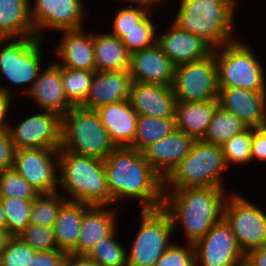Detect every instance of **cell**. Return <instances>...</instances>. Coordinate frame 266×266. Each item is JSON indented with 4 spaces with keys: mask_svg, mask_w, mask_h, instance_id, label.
<instances>
[{
    "mask_svg": "<svg viewBox=\"0 0 266 266\" xmlns=\"http://www.w3.org/2000/svg\"><path fill=\"white\" fill-rule=\"evenodd\" d=\"M104 168L112 206L135 198L139 200L141 209L162 207L164 179L142 152L129 146L116 147L104 159Z\"/></svg>",
    "mask_w": 266,
    "mask_h": 266,
    "instance_id": "cell-1",
    "label": "cell"
},
{
    "mask_svg": "<svg viewBox=\"0 0 266 266\" xmlns=\"http://www.w3.org/2000/svg\"><path fill=\"white\" fill-rule=\"evenodd\" d=\"M228 195L220 187L164 189L162 208L171 217L174 234L181 226L187 243L194 244L223 218Z\"/></svg>",
    "mask_w": 266,
    "mask_h": 266,
    "instance_id": "cell-2",
    "label": "cell"
},
{
    "mask_svg": "<svg viewBox=\"0 0 266 266\" xmlns=\"http://www.w3.org/2000/svg\"><path fill=\"white\" fill-rule=\"evenodd\" d=\"M237 6L235 0H180L173 23L202 38L213 49L219 48L237 38Z\"/></svg>",
    "mask_w": 266,
    "mask_h": 266,
    "instance_id": "cell-3",
    "label": "cell"
},
{
    "mask_svg": "<svg viewBox=\"0 0 266 266\" xmlns=\"http://www.w3.org/2000/svg\"><path fill=\"white\" fill-rule=\"evenodd\" d=\"M59 189L67 201L93 206H111L104 160L60 149Z\"/></svg>",
    "mask_w": 266,
    "mask_h": 266,
    "instance_id": "cell-4",
    "label": "cell"
},
{
    "mask_svg": "<svg viewBox=\"0 0 266 266\" xmlns=\"http://www.w3.org/2000/svg\"><path fill=\"white\" fill-rule=\"evenodd\" d=\"M225 170L228 166L221 146L196 140L190 152L164 179V189L223 188Z\"/></svg>",
    "mask_w": 266,
    "mask_h": 266,
    "instance_id": "cell-5",
    "label": "cell"
},
{
    "mask_svg": "<svg viewBox=\"0 0 266 266\" xmlns=\"http://www.w3.org/2000/svg\"><path fill=\"white\" fill-rule=\"evenodd\" d=\"M115 148L96 110L73 106L61 116L60 149L104 160Z\"/></svg>",
    "mask_w": 266,
    "mask_h": 266,
    "instance_id": "cell-6",
    "label": "cell"
},
{
    "mask_svg": "<svg viewBox=\"0 0 266 266\" xmlns=\"http://www.w3.org/2000/svg\"><path fill=\"white\" fill-rule=\"evenodd\" d=\"M46 39L34 37L0 38V79L5 77L13 86L25 85V96L43 68V43ZM5 44V45H4ZM0 84V91L13 96L14 87ZM8 85V86H7Z\"/></svg>",
    "mask_w": 266,
    "mask_h": 266,
    "instance_id": "cell-7",
    "label": "cell"
},
{
    "mask_svg": "<svg viewBox=\"0 0 266 266\" xmlns=\"http://www.w3.org/2000/svg\"><path fill=\"white\" fill-rule=\"evenodd\" d=\"M218 88H242L266 92V72L260 59L241 39L213 49Z\"/></svg>",
    "mask_w": 266,
    "mask_h": 266,
    "instance_id": "cell-8",
    "label": "cell"
},
{
    "mask_svg": "<svg viewBox=\"0 0 266 266\" xmlns=\"http://www.w3.org/2000/svg\"><path fill=\"white\" fill-rule=\"evenodd\" d=\"M140 211V226L127 249V266H154L175 242L171 240L174 234L172 220L162 207Z\"/></svg>",
    "mask_w": 266,
    "mask_h": 266,
    "instance_id": "cell-9",
    "label": "cell"
},
{
    "mask_svg": "<svg viewBox=\"0 0 266 266\" xmlns=\"http://www.w3.org/2000/svg\"><path fill=\"white\" fill-rule=\"evenodd\" d=\"M223 218L231 226L245 255L266 245V212L244 195L235 191L227 196Z\"/></svg>",
    "mask_w": 266,
    "mask_h": 266,
    "instance_id": "cell-10",
    "label": "cell"
},
{
    "mask_svg": "<svg viewBox=\"0 0 266 266\" xmlns=\"http://www.w3.org/2000/svg\"><path fill=\"white\" fill-rule=\"evenodd\" d=\"M172 89L177 102L217 99L219 88L214 54L175 66Z\"/></svg>",
    "mask_w": 266,
    "mask_h": 266,
    "instance_id": "cell-11",
    "label": "cell"
},
{
    "mask_svg": "<svg viewBox=\"0 0 266 266\" xmlns=\"http://www.w3.org/2000/svg\"><path fill=\"white\" fill-rule=\"evenodd\" d=\"M60 148L19 149L14 151L12 169L40 194L59 191Z\"/></svg>",
    "mask_w": 266,
    "mask_h": 266,
    "instance_id": "cell-12",
    "label": "cell"
},
{
    "mask_svg": "<svg viewBox=\"0 0 266 266\" xmlns=\"http://www.w3.org/2000/svg\"><path fill=\"white\" fill-rule=\"evenodd\" d=\"M7 131L15 150L61 147V116L52 111L41 110L14 126L9 122Z\"/></svg>",
    "mask_w": 266,
    "mask_h": 266,
    "instance_id": "cell-13",
    "label": "cell"
},
{
    "mask_svg": "<svg viewBox=\"0 0 266 266\" xmlns=\"http://www.w3.org/2000/svg\"><path fill=\"white\" fill-rule=\"evenodd\" d=\"M34 1L30 3V15L38 38H46L44 30L57 32L85 27L86 8L82 0Z\"/></svg>",
    "mask_w": 266,
    "mask_h": 266,
    "instance_id": "cell-14",
    "label": "cell"
},
{
    "mask_svg": "<svg viewBox=\"0 0 266 266\" xmlns=\"http://www.w3.org/2000/svg\"><path fill=\"white\" fill-rule=\"evenodd\" d=\"M193 245L195 261L201 266H238L245 261V254L224 218Z\"/></svg>",
    "mask_w": 266,
    "mask_h": 266,
    "instance_id": "cell-15",
    "label": "cell"
},
{
    "mask_svg": "<svg viewBox=\"0 0 266 266\" xmlns=\"http://www.w3.org/2000/svg\"><path fill=\"white\" fill-rule=\"evenodd\" d=\"M219 106L234 114L246 127L266 126V92L242 88H219Z\"/></svg>",
    "mask_w": 266,
    "mask_h": 266,
    "instance_id": "cell-16",
    "label": "cell"
},
{
    "mask_svg": "<svg viewBox=\"0 0 266 266\" xmlns=\"http://www.w3.org/2000/svg\"><path fill=\"white\" fill-rule=\"evenodd\" d=\"M128 71L135 82L172 86L175 65L156 43L130 53Z\"/></svg>",
    "mask_w": 266,
    "mask_h": 266,
    "instance_id": "cell-17",
    "label": "cell"
},
{
    "mask_svg": "<svg viewBox=\"0 0 266 266\" xmlns=\"http://www.w3.org/2000/svg\"><path fill=\"white\" fill-rule=\"evenodd\" d=\"M133 79L128 70L95 71L89 92L80 105L88 110L129 99Z\"/></svg>",
    "mask_w": 266,
    "mask_h": 266,
    "instance_id": "cell-18",
    "label": "cell"
},
{
    "mask_svg": "<svg viewBox=\"0 0 266 266\" xmlns=\"http://www.w3.org/2000/svg\"><path fill=\"white\" fill-rule=\"evenodd\" d=\"M128 101L138 116L175 117L172 86L133 81Z\"/></svg>",
    "mask_w": 266,
    "mask_h": 266,
    "instance_id": "cell-19",
    "label": "cell"
},
{
    "mask_svg": "<svg viewBox=\"0 0 266 266\" xmlns=\"http://www.w3.org/2000/svg\"><path fill=\"white\" fill-rule=\"evenodd\" d=\"M157 35V44L175 66L201 60L213 51L202 38L181 30L173 22L167 31L157 32Z\"/></svg>",
    "mask_w": 266,
    "mask_h": 266,
    "instance_id": "cell-20",
    "label": "cell"
},
{
    "mask_svg": "<svg viewBox=\"0 0 266 266\" xmlns=\"http://www.w3.org/2000/svg\"><path fill=\"white\" fill-rule=\"evenodd\" d=\"M25 96L32 98L39 109L52 111L60 116L73 107L64 94L61 66L55 60H51L45 69L43 67L40 70L37 79Z\"/></svg>",
    "mask_w": 266,
    "mask_h": 266,
    "instance_id": "cell-21",
    "label": "cell"
},
{
    "mask_svg": "<svg viewBox=\"0 0 266 266\" xmlns=\"http://www.w3.org/2000/svg\"><path fill=\"white\" fill-rule=\"evenodd\" d=\"M196 140L175 129L170 135L149 145L142 153L152 168L165 179L190 152Z\"/></svg>",
    "mask_w": 266,
    "mask_h": 266,
    "instance_id": "cell-22",
    "label": "cell"
},
{
    "mask_svg": "<svg viewBox=\"0 0 266 266\" xmlns=\"http://www.w3.org/2000/svg\"><path fill=\"white\" fill-rule=\"evenodd\" d=\"M86 28L63 30L62 40L54 49L55 61L68 69L96 71L92 33Z\"/></svg>",
    "mask_w": 266,
    "mask_h": 266,
    "instance_id": "cell-23",
    "label": "cell"
},
{
    "mask_svg": "<svg viewBox=\"0 0 266 266\" xmlns=\"http://www.w3.org/2000/svg\"><path fill=\"white\" fill-rule=\"evenodd\" d=\"M90 205L84 212L77 241V255H88L94 246L118 225L119 210Z\"/></svg>",
    "mask_w": 266,
    "mask_h": 266,
    "instance_id": "cell-24",
    "label": "cell"
},
{
    "mask_svg": "<svg viewBox=\"0 0 266 266\" xmlns=\"http://www.w3.org/2000/svg\"><path fill=\"white\" fill-rule=\"evenodd\" d=\"M96 112L116 147L130 146L133 143L138 115L128 100L104 105Z\"/></svg>",
    "mask_w": 266,
    "mask_h": 266,
    "instance_id": "cell-25",
    "label": "cell"
},
{
    "mask_svg": "<svg viewBox=\"0 0 266 266\" xmlns=\"http://www.w3.org/2000/svg\"><path fill=\"white\" fill-rule=\"evenodd\" d=\"M218 106V99L177 102L174 117L176 129L195 140H202Z\"/></svg>",
    "mask_w": 266,
    "mask_h": 266,
    "instance_id": "cell-26",
    "label": "cell"
},
{
    "mask_svg": "<svg viewBox=\"0 0 266 266\" xmlns=\"http://www.w3.org/2000/svg\"><path fill=\"white\" fill-rule=\"evenodd\" d=\"M90 205L66 201L60 208L53 226L59 250L77 255V241L85 210Z\"/></svg>",
    "mask_w": 266,
    "mask_h": 266,
    "instance_id": "cell-27",
    "label": "cell"
},
{
    "mask_svg": "<svg viewBox=\"0 0 266 266\" xmlns=\"http://www.w3.org/2000/svg\"><path fill=\"white\" fill-rule=\"evenodd\" d=\"M31 0H0V38L36 36Z\"/></svg>",
    "mask_w": 266,
    "mask_h": 266,
    "instance_id": "cell-28",
    "label": "cell"
},
{
    "mask_svg": "<svg viewBox=\"0 0 266 266\" xmlns=\"http://www.w3.org/2000/svg\"><path fill=\"white\" fill-rule=\"evenodd\" d=\"M96 71L128 70L130 52L118 37L106 33H92Z\"/></svg>",
    "mask_w": 266,
    "mask_h": 266,
    "instance_id": "cell-29",
    "label": "cell"
},
{
    "mask_svg": "<svg viewBox=\"0 0 266 266\" xmlns=\"http://www.w3.org/2000/svg\"><path fill=\"white\" fill-rule=\"evenodd\" d=\"M175 129L174 117L138 116L136 135L129 147L143 152L149 145L170 135Z\"/></svg>",
    "mask_w": 266,
    "mask_h": 266,
    "instance_id": "cell-30",
    "label": "cell"
},
{
    "mask_svg": "<svg viewBox=\"0 0 266 266\" xmlns=\"http://www.w3.org/2000/svg\"><path fill=\"white\" fill-rule=\"evenodd\" d=\"M246 128V125L234 114L218 106L202 140L221 146Z\"/></svg>",
    "mask_w": 266,
    "mask_h": 266,
    "instance_id": "cell-31",
    "label": "cell"
},
{
    "mask_svg": "<svg viewBox=\"0 0 266 266\" xmlns=\"http://www.w3.org/2000/svg\"><path fill=\"white\" fill-rule=\"evenodd\" d=\"M95 71L68 69L61 67L64 94L73 106H80L90 89Z\"/></svg>",
    "mask_w": 266,
    "mask_h": 266,
    "instance_id": "cell-32",
    "label": "cell"
},
{
    "mask_svg": "<svg viewBox=\"0 0 266 266\" xmlns=\"http://www.w3.org/2000/svg\"><path fill=\"white\" fill-rule=\"evenodd\" d=\"M117 227L102 238L88 256L100 266H127V250L117 240Z\"/></svg>",
    "mask_w": 266,
    "mask_h": 266,
    "instance_id": "cell-33",
    "label": "cell"
},
{
    "mask_svg": "<svg viewBox=\"0 0 266 266\" xmlns=\"http://www.w3.org/2000/svg\"><path fill=\"white\" fill-rule=\"evenodd\" d=\"M66 201L59 191L39 194L32 202L30 224L53 228L58 212Z\"/></svg>",
    "mask_w": 266,
    "mask_h": 266,
    "instance_id": "cell-34",
    "label": "cell"
},
{
    "mask_svg": "<svg viewBox=\"0 0 266 266\" xmlns=\"http://www.w3.org/2000/svg\"><path fill=\"white\" fill-rule=\"evenodd\" d=\"M0 199L6 217V231L11 236H18L30 224V212L33 200L11 197H3Z\"/></svg>",
    "mask_w": 266,
    "mask_h": 266,
    "instance_id": "cell-35",
    "label": "cell"
},
{
    "mask_svg": "<svg viewBox=\"0 0 266 266\" xmlns=\"http://www.w3.org/2000/svg\"><path fill=\"white\" fill-rule=\"evenodd\" d=\"M150 11L134 28L121 39L130 53L149 48L157 43V26Z\"/></svg>",
    "mask_w": 266,
    "mask_h": 266,
    "instance_id": "cell-36",
    "label": "cell"
},
{
    "mask_svg": "<svg viewBox=\"0 0 266 266\" xmlns=\"http://www.w3.org/2000/svg\"><path fill=\"white\" fill-rule=\"evenodd\" d=\"M251 143L252 128L247 127L221 145L228 168L230 164L237 166L252 162Z\"/></svg>",
    "mask_w": 266,
    "mask_h": 266,
    "instance_id": "cell-37",
    "label": "cell"
},
{
    "mask_svg": "<svg viewBox=\"0 0 266 266\" xmlns=\"http://www.w3.org/2000/svg\"><path fill=\"white\" fill-rule=\"evenodd\" d=\"M40 193L12 168L0 173V198L34 200Z\"/></svg>",
    "mask_w": 266,
    "mask_h": 266,
    "instance_id": "cell-38",
    "label": "cell"
},
{
    "mask_svg": "<svg viewBox=\"0 0 266 266\" xmlns=\"http://www.w3.org/2000/svg\"><path fill=\"white\" fill-rule=\"evenodd\" d=\"M17 237L36 252L59 250L51 227L29 224Z\"/></svg>",
    "mask_w": 266,
    "mask_h": 266,
    "instance_id": "cell-39",
    "label": "cell"
},
{
    "mask_svg": "<svg viewBox=\"0 0 266 266\" xmlns=\"http://www.w3.org/2000/svg\"><path fill=\"white\" fill-rule=\"evenodd\" d=\"M149 12V9L140 6H121L114 15L112 31L109 34L122 39L126 32L134 28Z\"/></svg>",
    "mask_w": 266,
    "mask_h": 266,
    "instance_id": "cell-40",
    "label": "cell"
},
{
    "mask_svg": "<svg viewBox=\"0 0 266 266\" xmlns=\"http://www.w3.org/2000/svg\"><path fill=\"white\" fill-rule=\"evenodd\" d=\"M37 252L17 236H11L0 255V266H27Z\"/></svg>",
    "mask_w": 266,
    "mask_h": 266,
    "instance_id": "cell-41",
    "label": "cell"
},
{
    "mask_svg": "<svg viewBox=\"0 0 266 266\" xmlns=\"http://www.w3.org/2000/svg\"><path fill=\"white\" fill-rule=\"evenodd\" d=\"M186 245H180L175 241L154 266H191L195 262L194 245L187 242Z\"/></svg>",
    "mask_w": 266,
    "mask_h": 266,
    "instance_id": "cell-42",
    "label": "cell"
},
{
    "mask_svg": "<svg viewBox=\"0 0 266 266\" xmlns=\"http://www.w3.org/2000/svg\"><path fill=\"white\" fill-rule=\"evenodd\" d=\"M67 255L62 250L37 252L27 266H65Z\"/></svg>",
    "mask_w": 266,
    "mask_h": 266,
    "instance_id": "cell-43",
    "label": "cell"
},
{
    "mask_svg": "<svg viewBox=\"0 0 266 266\" xmlns=\"http://www.w3.org/2000/svg\"><path fill=\"white\" fill-rule=\"evenodd\" d=\"M251 155L252 162H266V126L252 128Z\"/></svg>",
    "mask_w": 266,
    "mask_h": 266,
    "instance_id": "cell-44",
    "label": "cell"
},
{
    "mask_svg": "<svg viewBox=\"0 0 266 266\" xmlns=\"http://www.w3.org/2000/svg\"><path fill=\"white\" fill-rule=\"evenodd\" d=\"M14 146L7 130L0 132V173L12 168Z\"/></svg>",
    "mask_w": 266,
    "mask_h": 266,
    "instance_id": "cell-45",
    "label": "cell"
},
{
    "mask_svg": "<svg viewBox=\"0 0 266 266\" xmlns=\"http://www.w3.org/2000/svg\"><path fill=\"white\" fill-rule=\"evenodd\" d=\"M12 96L4 91H0V132L7 130L10 121L6 120L9 110L11 109Z\"/></svg>",
    "mask_w": 266,
    "mask_h": 266,
    "instance_id": "cell-46",
    "label": "cell"
},
{
    "mask_svg": "<svg viewBox=\"0 0 266 266\" xmlns=\"http://www.w3.org/2000/svg\"><path fill=\"white\" fill-rule=\"evenodd\" d=\"M245 261L249 266H266V245L249 251Z\"/></svg>",
    "mask_w": 266,
    "mask_h": 266,
    "instance_id": "cell-47",
    "label": "cell"
},
{
    "mask_svg": "<svg viewBox=\"0 0 266 266\" xmlns=\"http://www.w3.org/2000/svg\"><path fill=\"white\" fill-rule=\"evenodd\" d=\"M66 266H100L96 261L88 255H76L68 253L66 258Z\"/></svg>",
    "mask_w": 266,
    "mask_h": 266,
    "instance_id": "cell-48",
    "label": "cell"
},
{
    "mask_svg": "<svg viewBox=\"0 0 266 266\" xmlns=\"http://www.w3.org/2000/svg\"><path fill=\"white\" fill-rule=\"evenodd\" d=\"M119 1H123L126 2L127 4L130 3V6H140V7H144L146 9H149L150 11L153 12V8L156 7V5H160L162 2L166 3L164 1L166 0H119ZM132 3V4H131ZM160 3V4H159Z\"/></svg>",
    "mask_w": 266,
    "mask_h": 266,
    "instance_id": "cell-49",
    "label": "cell"
},
{
    "mask_svg": "<svg viewBox=\"0 0 266 266\" xmlns=\"http://www.w3.org/2000/svg\"><path fill=\"white\" fill-rule=\"evenodd\" d=\"M11 235L7 231H0V255L2 251L5 249L6 244Z\"/></svg>",
    "mask_w": 266,
    "mask_h": 266,
    "instance_id": "cell-50",
    "label": "cell"
},
{
    "mask_svg": "<svg viewBox=\"0 0 266 266\" xmlns=\"http://www.w3.org/2000/svg\"><path fill=\"white\" fill-rule=\"evenodd\" d=\"M0 231H6V217L1 199H0Z\"/></svg>",
    "mask_w": 266,
    "mask_h": 266,
    "instance_id": "cell-51",
    "label": "cell"
},
{
    "mask_svg": "<svg viewBox=\"0 0 266 266\" xmlns=\"http://www.w3.org/2000/svg\"><path fill=\"white\" fill-rule=\"evenodd\" d=\"M238 266H249L248 263L246 261H244L243 263H241L240 265Z\"/></svg>",
    "mask_w": 266,
    "mask_h": 266,
    "instance_id": "cell-52",
    "label": "cell"
},
{
    "mask_svg": "<svg viewBox=\"0 0 266 266\" xmlns=\"http://www.w3.org/2000/svg\"><path fill=\"white\" fill-rule=\"evenodd\" d=\"M191 266H201V265L198 264V263L195 261Z\"/></svg>",
    "mask_w": 266,
    "mask_h": 266,
    "instance_id": "cell-53",
    "label": "cell"
}]
</instances>
